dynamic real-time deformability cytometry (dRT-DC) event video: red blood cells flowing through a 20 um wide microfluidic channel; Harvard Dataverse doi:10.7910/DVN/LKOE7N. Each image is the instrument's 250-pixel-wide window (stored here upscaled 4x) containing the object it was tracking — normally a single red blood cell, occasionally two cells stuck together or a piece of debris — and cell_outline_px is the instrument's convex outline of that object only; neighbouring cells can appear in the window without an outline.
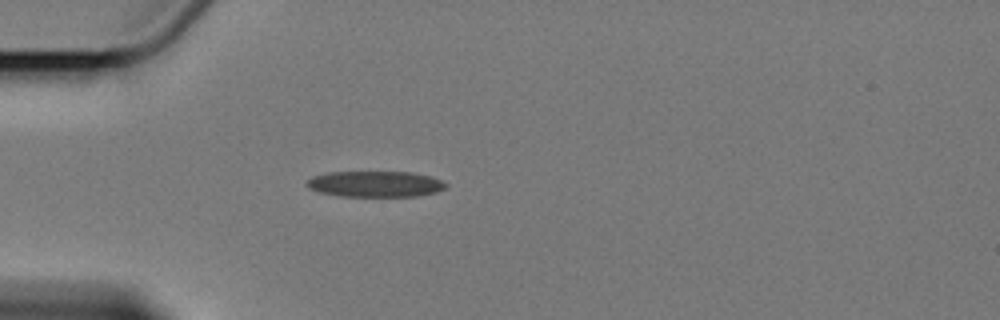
{"species": "Egyptian fruit bat (a non-hibernating species)", "species_latin": "Rousettus aegyptiacus", "temperature_condition": "cold", "stored_images_in_passage": 4, "camera_frame_rate_fps": 3000, "um_per_image_px": 0.085, "animal": {"sex": "female"}, "frame": {"image": 1, "passage_image": 3, "time_ms": 2.667, "image_size_px": [1000, 320], "cell_outline_px": [[448, 184], [444, 188], [436, 192], [416, 196], [340, 196], [320, 192], [308, 188], [304, 184], [312, 176], [328, 172], [412, 172], [432, 176]], "centroid_in_image_um": [31.88, 15.63], "position_along_channel_um": 53.1, "area_um2": 21.04}}